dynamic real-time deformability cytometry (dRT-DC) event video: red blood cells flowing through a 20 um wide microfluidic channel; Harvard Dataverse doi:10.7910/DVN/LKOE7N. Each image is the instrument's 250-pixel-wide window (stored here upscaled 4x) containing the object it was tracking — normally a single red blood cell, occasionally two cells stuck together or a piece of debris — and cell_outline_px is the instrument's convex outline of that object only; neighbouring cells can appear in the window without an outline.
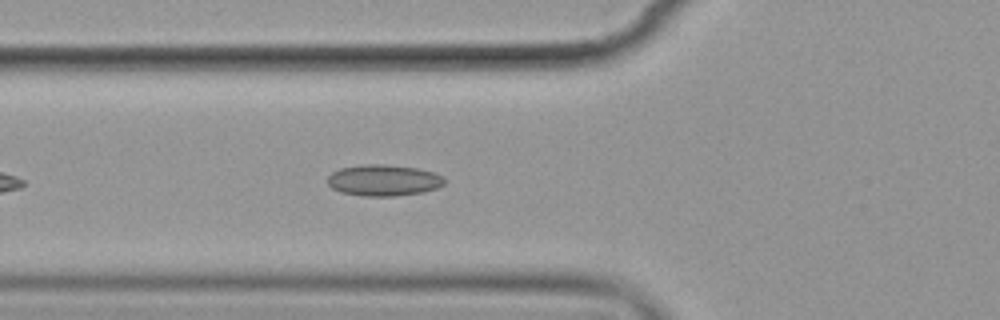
{"species": "common noctule bat (a hibernating species)", "species_latin": "Nyctalus noctula", "temperature_condition": "cold", "stored_images_in_passage": 6, "camera_frame_rate_fps": 3000, "um_per_image_px": 0.085, "animal": {"sex": "female", "body_mass_g": 19.9}, "frame": {"image": 1, "passage_image": 6, "time_ms": 6.667, "image_size_px": [1000, 320], "cell_outline_px": [[444, 184], [436, 188], [420, 192], [396, 196], [364, 196], [340, 192], [332, 188], [328, 184], [328, 176], [332, 172], [340, 168], [364, 164], [384, 164], [416, 168], [432, 172], [444, 176]], "centroid_in_image_um": [32.58, 15.32], "position_along_channel_um": 93.2, "area_um2": 21.21}}